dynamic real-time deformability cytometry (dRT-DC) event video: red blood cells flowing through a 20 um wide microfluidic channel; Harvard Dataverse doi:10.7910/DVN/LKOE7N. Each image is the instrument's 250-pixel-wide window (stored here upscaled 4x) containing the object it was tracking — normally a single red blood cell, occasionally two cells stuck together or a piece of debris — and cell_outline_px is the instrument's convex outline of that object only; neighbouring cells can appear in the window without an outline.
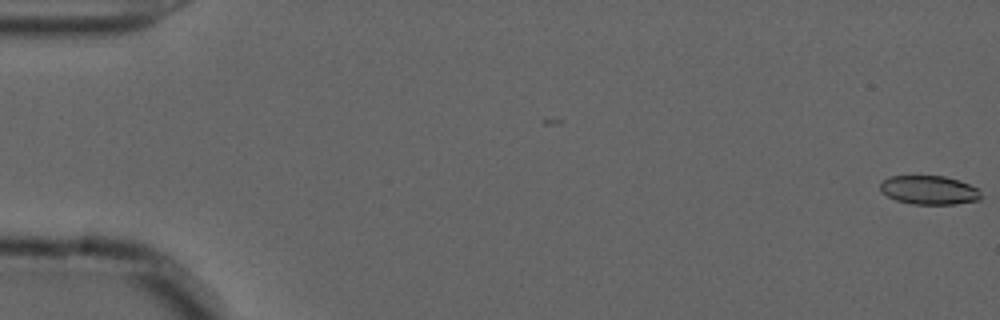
{"species": "common noctule bat (a hibernating species)", "species_latin": "Nyctalus noctula", "temperature_condition": "cold", "stored_images_in_passage": 57, "camera_frame_rate_fps": 3000, "um_per_image_px": 0.085, "animal": {"sex": "male", "forearm_length_mm": 52.5}, "frame": {"image": 1, "passage_image": 1, "time_ms": 0.0, "image_size_px": [1000, 320], "cell_outline_px": [[984, 196], [980, 200], [956, 204], [912, 204], [896, 200], [880, 192], [880, 184], [888, 176], [944, 176], [960, 180], [976, 188]], "centroid_in_image_um": [78.99, 16.16], "position_along_channel_um": 6.0, "area_um2": 17.05}}
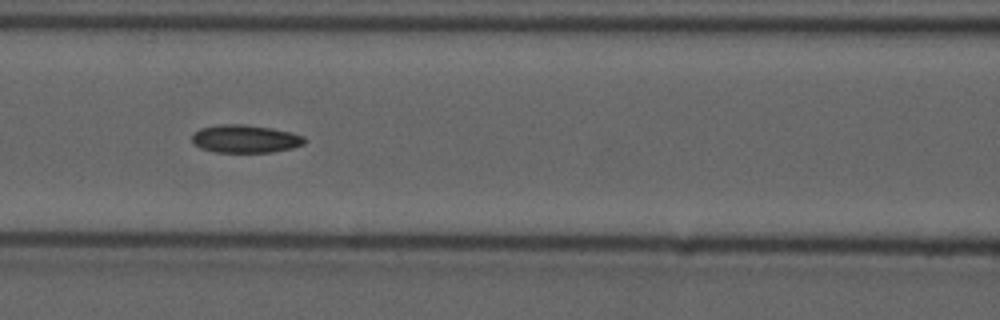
{"frame": {"image": 2, "passage_image": 25, "time_ms": 8.0, "image_size_px": [1000, 320], "cell_outline_px": [[308, 140], [304, 144], [292, 148], [272, 152], [216, 152], [200, 148], [192, 140], [192, 136], [200, 128], [220, 124], [244, 124], [272, 128], [292, 132], [304, 136]], "centroid_in_image_um": [20.89, 11.79], "position_along_channel_um": 145.7, "area_um2": 18.38}}
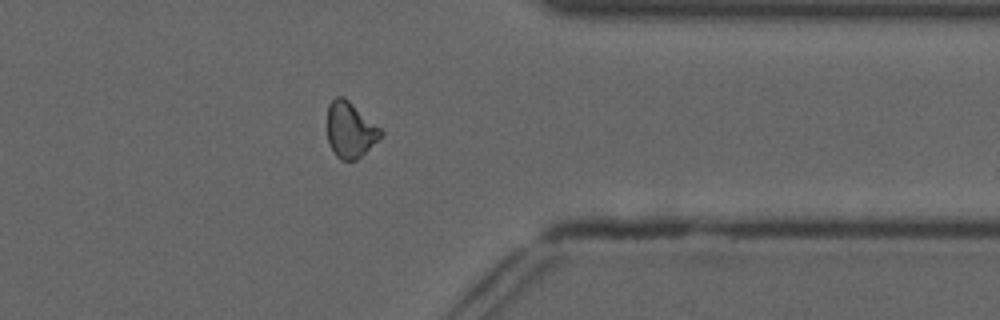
{"frame": {"image": 3, "passage_image": 45, "time_ms": 14.667, "image_size_px": [1000, 320], "cell_outline_px": [[384, 132], [356, 160], [340, 160], [336, 156], [328, 144], [328, 104], [336, 96], [344, 96], [380, 128]], "centroid_in_image_um": [29.73, 11.02], "position_along_channel_um": 381.7, "area_um2": 17.05}}